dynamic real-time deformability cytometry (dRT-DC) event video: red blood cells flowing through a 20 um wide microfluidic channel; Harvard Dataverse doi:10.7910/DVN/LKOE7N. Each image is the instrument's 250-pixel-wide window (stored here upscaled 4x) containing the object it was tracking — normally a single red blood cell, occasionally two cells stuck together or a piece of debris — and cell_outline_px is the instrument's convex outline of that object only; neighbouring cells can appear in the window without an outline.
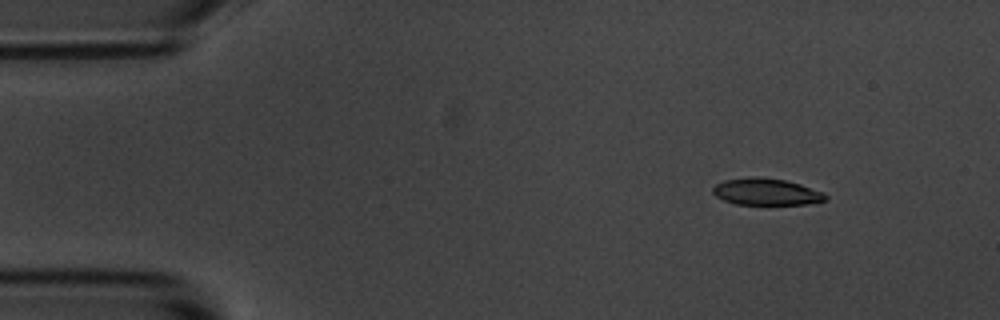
{"species": "common noctule bat (a hibernating species)", "species_latin": "Nyctalus noctula", "temperature_condition": "room temperature", "stored_images_in_passage": 6, "camera_frame_rate_fps": 3000, "um_per_image_px": 0.085, "animal": {"sex": "male", "body_mass_g": 20.1, "forearm_length_mm": 53.5}, "frame": {"image": 1, "passage_image": 3, "time_ms": 2.0, "image_size_px": [1000, 320], "cell_outline_px": [[828, 200], [808, 204], [736, 204], [724, 200], [716, 196], [712, 192], [712, 188], [716, 184], [724, 180], [748, 176], [756, 176], [784, 180], [800, 184], [824, 192], [828, 196]], "centroid_in_image_um": [65.14, 16.29], "position_along_channel_um": 19.9, "area_um2": 17.69}}